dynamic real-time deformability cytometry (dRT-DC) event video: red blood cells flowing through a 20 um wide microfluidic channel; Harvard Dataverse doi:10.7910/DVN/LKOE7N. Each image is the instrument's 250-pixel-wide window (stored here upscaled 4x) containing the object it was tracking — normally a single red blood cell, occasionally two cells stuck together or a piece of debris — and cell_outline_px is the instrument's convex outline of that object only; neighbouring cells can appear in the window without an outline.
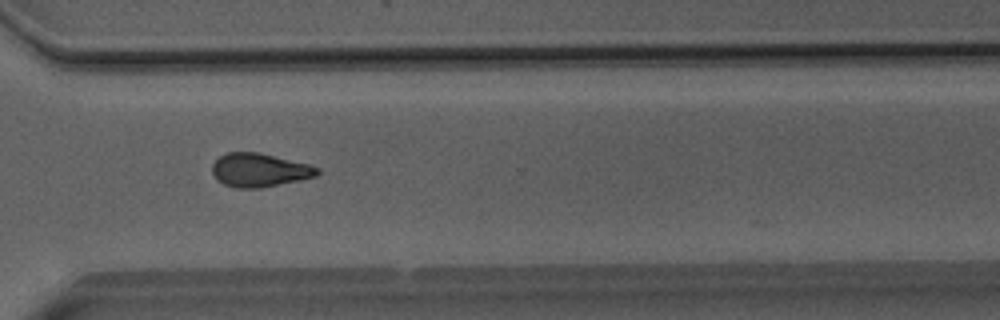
{"species": "Egyptian fruit bat (a non-hibernating species)", "species_latin": "Rousettus aegyptiacus", "temperature_condition": "room temperature", "stored_images_in_passage": 36, "camera_frame_rate_fps": 3000, "um_per_image_px": 0.085, "animal": {"sex": "male"}, "frame": {"image": 1, "passage_image": 23, "time_ms": 7.333, "image_size_px": [1000, 320], "cell_outline_px": [[320, 172], [316, 176], [260, 188], [236, 188], [224, 184], [216, 180], [212, 172], [212, 164], [220, 156], [228, 152], [260, 152], [308, 164], [320, 168]], "centroid_in_image_um": [22.03, 14.45], "position_along_channel_um": 348.6, "area_um2": 20.52}}
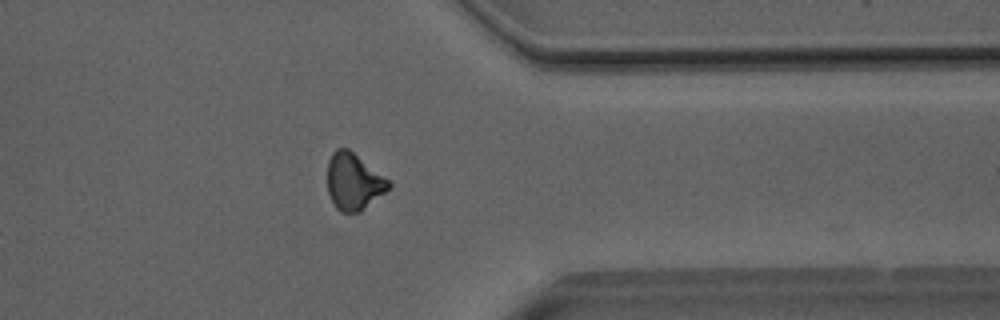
{"frame": {"image": 2, "passage_image": 26, "time_ms": 8.333, "image_size_px": [1000, 320], "cell_outline_px": [[392, 184], [384, 192], [360, 212], [340, 212], [336, 208], [328, 192], [328, 160], [332, 152], [336, 148], [348, 148], [388, 180]], "centroid_in_image_um": [30.02, 15.43], "position_along_channel_um": 381.4, "area_um2": 19.83}}
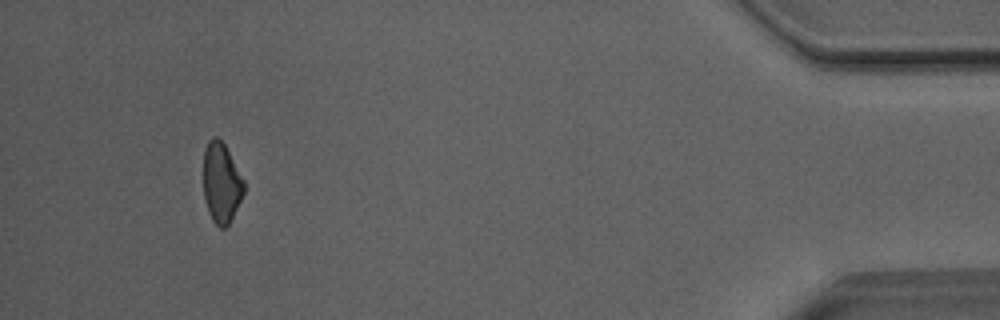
{"frame": {"image": 3, "passage_image": 33, "time_ms": 10.667, "image_size_px": [1000, 320], "cell_outline_px": [[244, 192], [228, 224], [224, 228], [220, 228], [212, 220], [208, 212], [204, 196], [204, 148], [208, 140], [212, 136], [216, 136], [224, 144], [244, 180]], "centroid_in_image_um": [18.8, 15.52], "position_along_channel_um": 416.4, "area_um2": 18.67}, "authors_computed_cell_mechanics": {"area_um2": 20.2011, "velocity_mm_per_s": 4.0864, "shape_relaxation_time_tau1_ms": null, "shape_relaxation_time_tau2_ms": 5.7147, "deformation_change_tau1": null, "deformation_change_tau2": 0.1321}}